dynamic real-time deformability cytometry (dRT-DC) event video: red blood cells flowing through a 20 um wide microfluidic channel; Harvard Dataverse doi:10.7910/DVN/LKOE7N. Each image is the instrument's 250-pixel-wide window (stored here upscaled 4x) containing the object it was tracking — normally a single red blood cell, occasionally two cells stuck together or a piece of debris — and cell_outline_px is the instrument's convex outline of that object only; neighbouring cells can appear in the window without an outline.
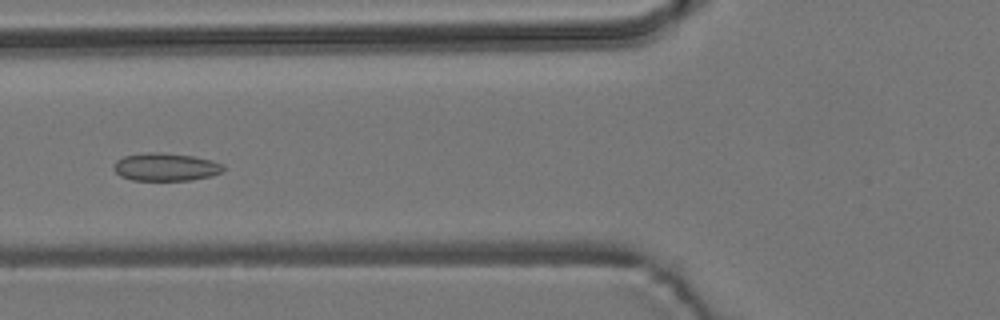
{"species": "common noctule bat (a hibernating species)", "species_latin": "Nyctalus noctula", "temperature_condition": "room temperature", "stored_images_in_passage": 6, "camera_frame_rate_fps": 3000, "um_per_image_px": 0.085, "animal": {"sex": "male", "body_mass_g": 19.2, "forearm_length_mm": 51.8}, "frame": {"image": 1, "passage_image": 6, "time_ms": 6.667, "image_size_px": [1000, 320], "cell_outline_px": [[224, 172], [212, 176], [192, 180], [132, 180], [120, 176], [112, 168], [112, 164], [116, 160], [124, 156], [148, 152], [160, 152], [192, 156], [212, 160], [224, 164]], "centroid_in_image_um": [14.09, 14.19], "position_along_channel_um": 111.7, "area_um2": 18.03}}